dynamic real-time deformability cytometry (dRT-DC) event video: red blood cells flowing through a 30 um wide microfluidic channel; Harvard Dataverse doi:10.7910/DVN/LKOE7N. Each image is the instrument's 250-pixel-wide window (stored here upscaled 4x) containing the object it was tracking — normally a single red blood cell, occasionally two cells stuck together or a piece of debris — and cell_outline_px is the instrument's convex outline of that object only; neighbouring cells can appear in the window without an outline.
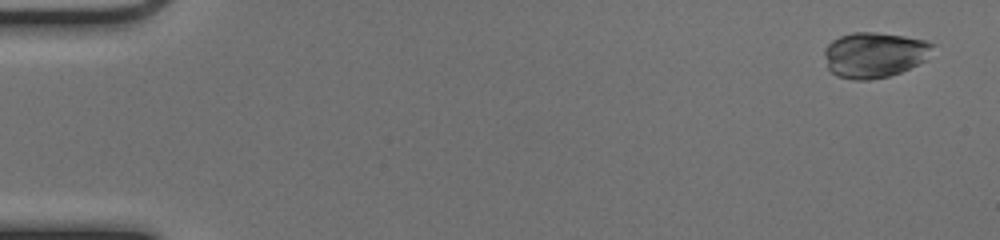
{"species": "common noctule bat (a hibernating species)", "species_latin": "Nyctalus noctula", "temperature_condition": "cold", "stored_images_in_passage": 53, "camera_frame_rate_fps": 3000, "um_per_image_px": 0.085, "animal": {"sex": "female", "body_mass_g": 17.0, "forearm_length_mm": 48.0}, "frame": {"image": 1, "passage_image": 3, "time_ms": 0.667, "image_size_px": [1000, 240], "cell_outline_px": [[936, 44], [928, 60], [900, 72], [888, 76], [868, 80], [852, 80], [836, 76], [828, 68], [824, 56], [824, 48], [832, 40], [840, 36], [852, 32], [876, 32], [904, 36], [928, 40]], "centroid_in_image_um": [74.36, 4.65], "position_along_channel_um": 10.6, "area_um2": 29.13}}
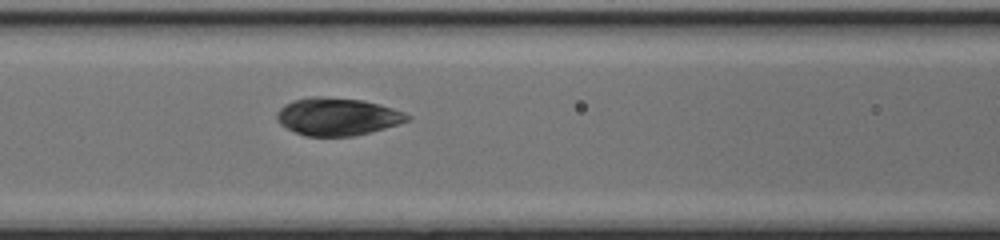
{"frame": {"image": 2, "passage_image": 24, "time_ms": 7.667, "image_size_px": [1000, 240], "cell_outline_px": [[412, 120], [384, 128], [352, 136], [304, 136], [280, 124], [276, 116], [276, 112], [284, 104], [292, 100], [308, 96], [320, 96], [364, 100], [392, 108], [404, 112], [412, 116]], "centroid_in_image_um": [28.67, 9.9], "position_along_channel_um": 137.9, "area_um2": 28.67}}
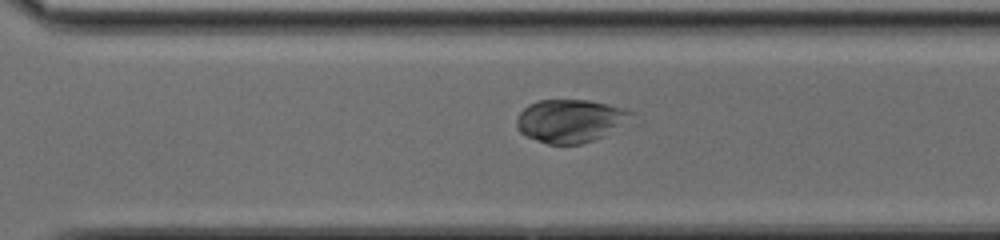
{"frame": {"image": 3, "passage_image": 38, "time_ms": 12.333, "image_size_px": [1000, 240], "cell_outline_px": [[636, 124], [604, 136], [580, 144], [548, 144], [536, 140], [520, 132], [516, 124], [516, 120], [520, 112], [528, 104], [540, 100], [588, 100], [608, 104], [624, 108], [636, 112]], "centroid_in_image_um": [48.65, 10.27], "position_along_channel_um": 322.0, "area_um2": 29.71}, "authors_computed_cell_mechanics": {"area_um2": 28.7266, "velocity_mm_per_s": 3.9536, "shape_relaxation_time_tau1_ms": 3.3074, "shape_relaxation_time_tau2_ms": null, "deformation_change_tau1": 0.0975, "deformation_change_tau2": null}}